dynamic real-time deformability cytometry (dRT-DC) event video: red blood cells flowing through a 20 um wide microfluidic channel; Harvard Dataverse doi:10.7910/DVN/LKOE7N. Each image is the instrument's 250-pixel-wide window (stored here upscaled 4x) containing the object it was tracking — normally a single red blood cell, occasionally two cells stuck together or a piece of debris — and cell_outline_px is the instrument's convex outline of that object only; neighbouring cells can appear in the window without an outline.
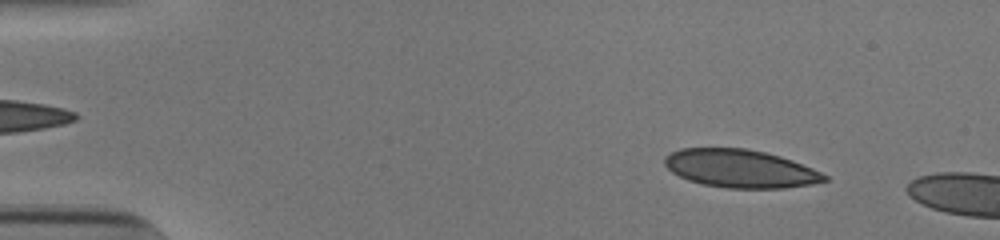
{"species": "human", "species_latin": "Homo sapiens", "temperature_condition": "cold", "stored_images_in_passage": 11, "camera_frame_rate_fps": 3000, "um_per_image_px": 0.085, "donor": {"sex": "male"}, "frame": {"image": 1, "passage_image": 4, "time_ms": 1.0, "image_size_px": [1000, 240], "cell_outline_px": [[828, 180], [812, 184], [784, 188], [728, 188], [704, 184], [688, 180], [672, 172], [664, 164], [664, 156], [680, 148], [748, 148], [780, 156], [792, 160], [812, 168], [828, 176]], "centroid_in_image_um": [62.92, 14.32], "position_along_channel_um": 22.1, "area_um2": 35.37}}